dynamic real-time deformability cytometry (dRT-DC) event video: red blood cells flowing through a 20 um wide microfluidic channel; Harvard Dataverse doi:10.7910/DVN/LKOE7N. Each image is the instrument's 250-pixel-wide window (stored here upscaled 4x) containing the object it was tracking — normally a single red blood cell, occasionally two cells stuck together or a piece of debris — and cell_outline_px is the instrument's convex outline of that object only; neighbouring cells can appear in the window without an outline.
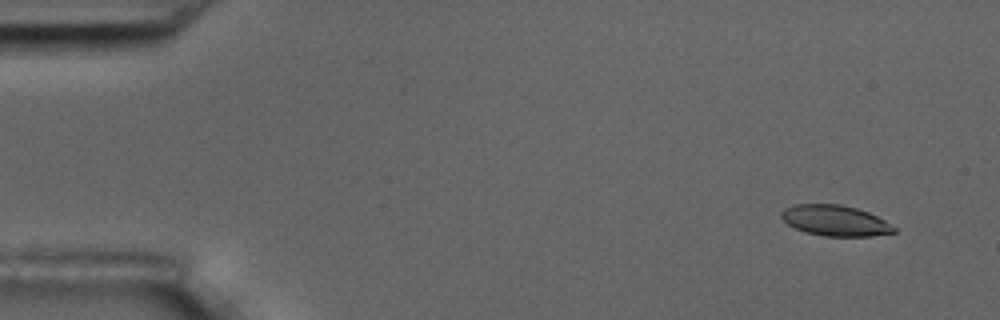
{"species": "common noctule bat (a hibernating species)", "species_latin": "Nyctalus noctula", "temperature_condition": "room temperature", "stored_images_in_passage": 4, "camera_frame_rate_fps": 3000, "um_per_image_px": 0.085, "animal": {"sex": "male", "body_mass_g": 17.5, "forearm_length_mm": 52.3}, "frame": {"image": 1, "passage_image": 1, "time_ms": 0.0, "image_size_px": [1000, 320], "cell_outline_px": [[896, 232], [872, 236], [824, 236], [804, 232], [788, 224], [780, 216], [780, 212], [784, 208], [796, 204], [840, 204], [856, 208], [868, 212], [884, 220], [896, 228]], "centroid_in_image_um": [70.97, 18.75], "position_along_channel_um": 14.0, "area_um2": 20.11}}
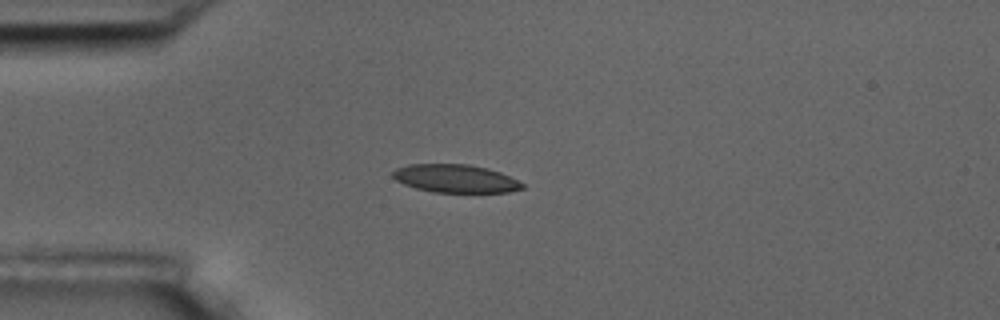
{"frame": {"image": 2, "passage_image": 4, "time_ms": 3.667, "image_size_px": [1000, 320], "cell_outline_px": [[524, 188], [508, 192], [432, 192], [416, 188], [404, 184], [396, 180], [392, 176], [392, 172], [396, 168], [408, 164], [468, 164], [488, 168], [500, 172], [524, 184]], "centroid_in_image_um": [38.69, 15.17], "position_along_channel_um": 46.3, "area_um2": 21.15}}